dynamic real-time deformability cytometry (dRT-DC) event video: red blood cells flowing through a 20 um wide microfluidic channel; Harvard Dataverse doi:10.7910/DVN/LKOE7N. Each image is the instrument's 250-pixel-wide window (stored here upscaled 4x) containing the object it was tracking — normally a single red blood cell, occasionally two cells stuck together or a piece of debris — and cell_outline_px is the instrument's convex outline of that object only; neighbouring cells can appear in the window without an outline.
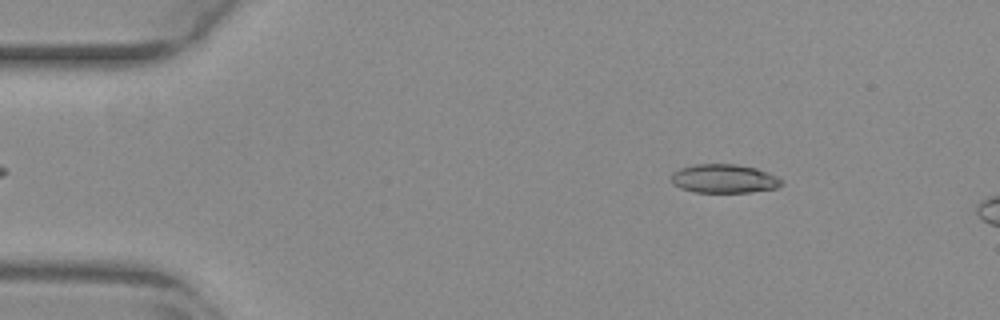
{"species": "common noctule bat (a hibernating species)", "species_latin": "Nyctalus noctula", "temperature_condition": "warm", "stored_images_in_passage": 9, "camera_frame_rate_fps": 3000, "um_per_image_px": 0.085, "animal": {"sex": "female", "body_mass_g": 29.2, "forearm_length_mm": 56.3}, "frame": {"image": 1, "passage_image": 4, "time_ms": 1.0, "image_size_px": [1000, 320], "cell_outline_px": [[784, 184], [776, 188], [752, 192], [696, 192], [680, 188], [672, 184], [672, 172], [680, 168], [696, 164], [736, 164], [756, 168], [768, 172], [784, 180]], "centroid_in_image_um": [61.57, 15.18], "position_along_channel_um": 23.4, "area_um2": 18.61}}